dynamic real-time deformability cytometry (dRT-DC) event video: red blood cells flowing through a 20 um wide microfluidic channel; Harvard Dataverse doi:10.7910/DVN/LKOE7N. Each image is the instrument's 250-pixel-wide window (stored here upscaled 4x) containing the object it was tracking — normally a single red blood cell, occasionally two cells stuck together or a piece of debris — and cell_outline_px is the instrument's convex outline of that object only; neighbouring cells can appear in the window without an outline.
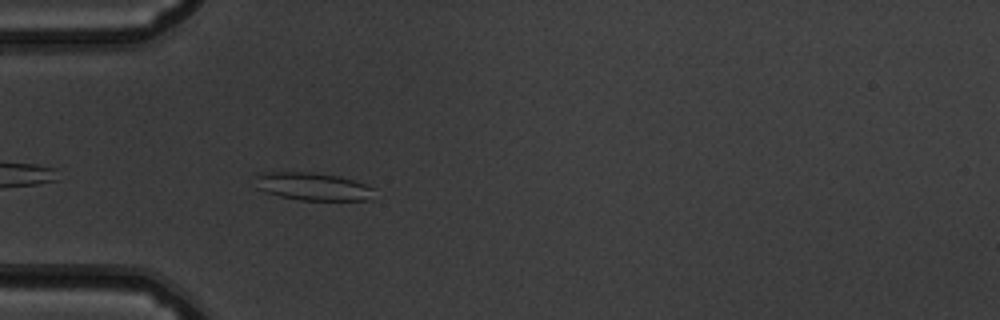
{"species": "common noctule bat (a hibernating species)", "species_latin": "Nyctalus noctula", "temperature_condition": "warm", "stored_images_in_passage": 39, "camera_frame_rate_fps": 3000, "um_per_image_px": 0.085, "animal": {"sex": "male", "body_mass_g": 19.5, "forearm_length_mm": 54.6}, "frame": {"image": 1, "passage_image": 3, "time_ms": 0.667, "image_size_px": [1000, 320], "cell_outline_px": [[372, 188], [368, 200], [300, 200], [280, 196], [264, 192], [256, 188], [252, 176], [264, 172], [312, 172], [340, 176], [364, 184]], "centroid_in_image_um": [26.45, 15.84], "position_along_channel_um": 58.5, "area_um2": 19.25}}
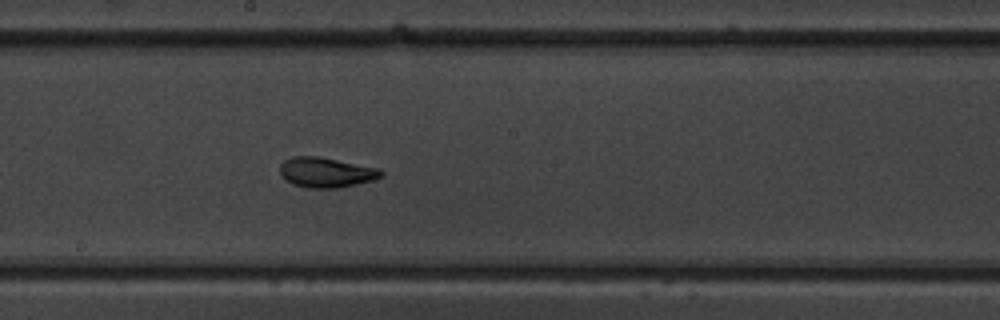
{"frame": {"image": 2, "passage_image": 16, "time_ms": 5.0, "image_size_px": [1000, 320], "cell_outline_px": [[384, 176], [372, 180], [340, 188], [308, 188], [292, 184], [280, 172], [280, 164], [284, 160], [292, 156], [320, 156], [380, 168], [384, 172]], "centroid_in_image_um": [27.76, 14.64], "position_along_channel_um": 220.4, "area_um2": 17.86}}
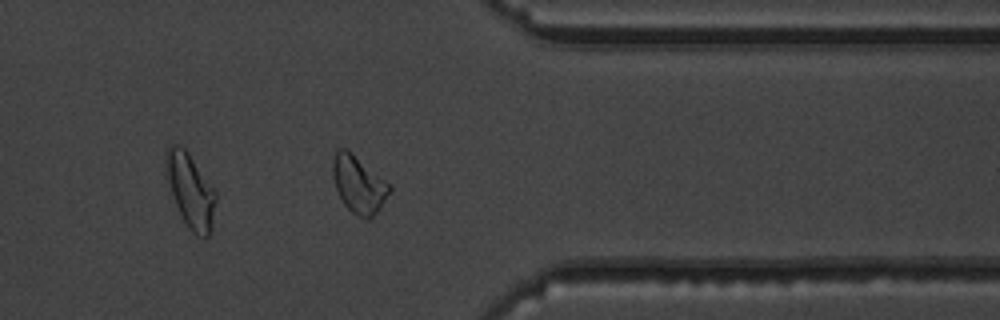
{"frame": {"image": 3, "passage_image": 29, "time_ms": 9.333, "image_size_px": [1000, 320], "cell_outline_px": [[392, 192], [380, 208], [368, 220], [356, 216], [344, 204], [336, 188], [332, 176], [332, 160], [336, 148], [348, 148], [392, 184]], "centroid_in_image_um": [30.51, 15.63], "position_along_channel_um": 380.9, "area_um2": 19.54}, "authors_computed_cell_mechanics": {"area_um2": 17.8024, "velocity_mm_per_s": 3.8653, "shape_relaxation_time_tau1_ms": 4.9201, "shape_relaxation_time_tau2_ms": 1.3682, "deformation_change_tau1": 0.151, "deformation_change_tau2": 0.0713}}